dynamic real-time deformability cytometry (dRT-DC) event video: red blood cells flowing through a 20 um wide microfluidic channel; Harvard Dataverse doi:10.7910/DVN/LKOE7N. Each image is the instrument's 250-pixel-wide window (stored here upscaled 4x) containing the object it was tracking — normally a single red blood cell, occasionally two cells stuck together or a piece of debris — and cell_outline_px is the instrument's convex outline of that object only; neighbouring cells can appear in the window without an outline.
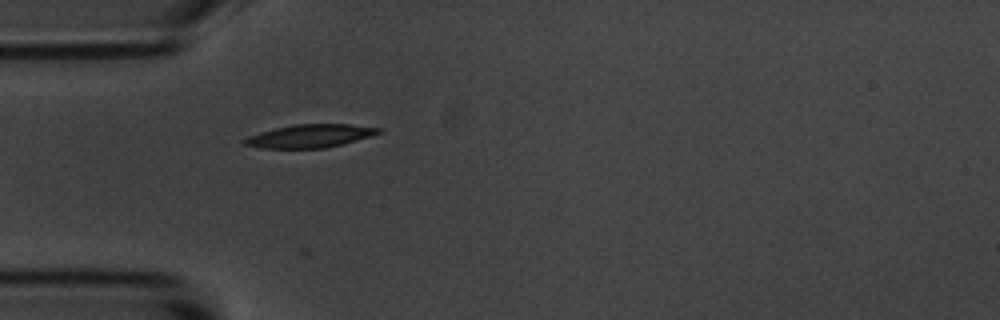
{"species": "common noctule bat (a hibernating species)", "species_latin": "Nyctalus noctula", "temperature_condition": "room temperature", "stored_images_in_passage": 1, "camera_frame_rate_fps": 3000, "um_per_image_px": 0.085, "animal": {"sex": "male", "body_mass_g": 20.1, "forearm_length_mm": 53.5}, "frame": {"image": 1, "passage_image": 1, "time_ms": 0.0, "image_size_px": [1000, 320], "cell_outline_px": [[380, 132], [372, 136], [344, 144], [324, 148], [260, 148], [244, 144], [240, 140], [248, 136], [260, 132], [276, 128], [296, 124], [348, 124], [380, 128]], "centroid_in_image_um": [26.33, 11.56], "position_along_channel_um": 58.7, "area_um2": 18.03}}